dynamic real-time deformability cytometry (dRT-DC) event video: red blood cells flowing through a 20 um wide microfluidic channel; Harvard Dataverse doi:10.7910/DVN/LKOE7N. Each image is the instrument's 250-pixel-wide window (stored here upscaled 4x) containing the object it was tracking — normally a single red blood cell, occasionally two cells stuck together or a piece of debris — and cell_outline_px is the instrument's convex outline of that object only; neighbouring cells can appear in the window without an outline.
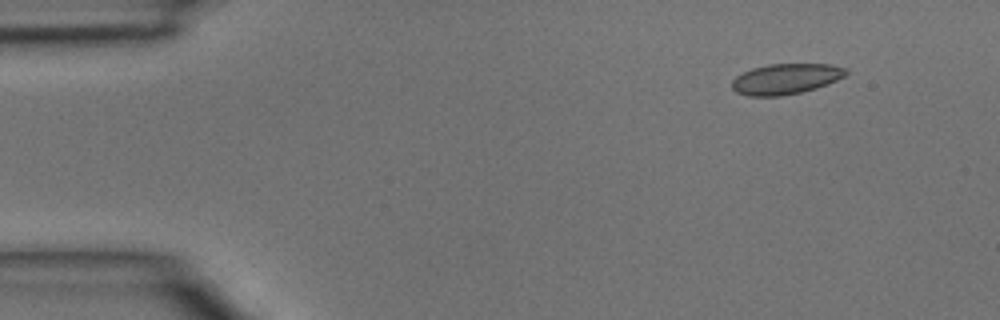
{"species": "common noctule bat (a hibernating species)", "species_latin": "Nyctalus noctula", "temperature_condition": "room temperature", "stored_images_in_passage": 5, "segment_of_instrument_passage": [2, 2], "camera_frame_rate_fps": 3000, "um_per_image_px": 0.085, "animal": {"sex": "male", "body_mass_g": 15.6}, "frame": {"image": 1, "passage_image": 5, "time_ms": 1.333, "image_size_px": [1000, 320], "cell_outline_px": [[848, 72], [844, 76], [828, 84], [816, 88], [800, 92], [780, 96], [748, 96], [736, 92], [732, 88], [732, 80], [736, 76], [752, 68], [768, 64], [832, 64], [848, 68]], "centroid_in_image_um": [66.8, 6.7], "position_along_channel_um": 18.2, "area_um2": 20.35}}